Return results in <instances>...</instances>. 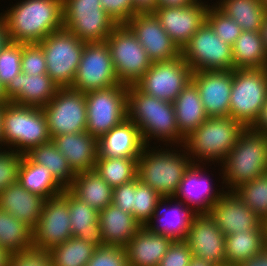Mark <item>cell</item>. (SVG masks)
<instances>
[{
    "mask_svg": "<svg viewBox=\"0 0 267 266\" xmlns=\"http://www.w3.org/2000/svg\"><path fill=\"white\" fill-rule=\"evenodd\" d=\"M13 5L0 13L11 42L40 43L63 29V0H20Z\"/></svg>",
    "mask_w": 267,
    "mask_h": 266,
    "instance_id": "obj_1",
    "label": "cell"
},
{
    "mask_svg": "<svg viewBox=\"0 0 267 266\" xmlns=\"http://www.w3.org/2000/svg\"><path fill=\"white\" fill-rule=\"evenodd\" d=\"M127 118L139 127L145 145L157 139V143L162 141L164 146L171 144L177 149L184 142L185 137L177 127L173 103L147 95L135 85H128Z\"/></svg>",
    "mask_w": 267,
    "mask_h": 266,
    "instance_id": "obj_2",
    "label": "cell"
},
{
    "mask_svg": "<svg viewBox=\"0 0 267 266\" xmlns=\"http://www.w3.org/2000/svg\"><path fill=\"white\" fill-rule=\"evenodd\" d=\"M221 182L234 191L267 172V134L245 127L235 146L220 164ZM222 174V175H221Z\"/></svg>",
    "mask_w": 267,
    "mask_h": 266,
    "instance_id": "obj_3",
    "label": "cell"
},
{
    "mask_svg": "<svg viewBox=\"0 0 267 266\" xmlns=\"http://www.w3.org/2000/svg\"><path fill=\"white\" fill-rule=\"evenodd\" d=\"M244 128L229 116L208 117L184 138L182 146L192 163L208 164L212 161L219 165L235 146Z\"/></svg>",
    "mask_w": 267,
    "mask_h": 266,
    "instance_id": "obj_4",
    "label": "cell"
},
{
    "mask_svg": "<svg viewBox=\"0 0 267 266\" xmlns=\"http://www.w3.org/2000/svg\"><path fill=\"white\" fill-rule=\"evenodd\" d=\"M181 147L182 150H176L174 145L173 149L166 145V149H157L146 145L138 158L139 181L150 186L162 197H173L186 169L192 163L184 147Z\"/></svg>",
    "mask_w": 267,
    "mask_h": 266,
    "instance_id": "obj_5",
    "label": "cell"
},
{
    "mask_svg": "<svg viewBox=\"0 0 267 266\" xmlns=\"http://www.w3.org/2000/svg\"><path fill=\"white\" fill-rule=\"evenodd\" d=\"M3 148L26 154L31 148L49 142L46 115L42 108L7 102L2 113Z\"/></svg>",
    "mask_w": 267,
    "mask_h": 266,
    "instance_id": "obj_6",
    "label": "cell"
},
{
    "mask_svg": "<svg viewBox=\"0 0 267 266\" xmlns=\"http://www.w3.org/2000/svg\"><path fill=\"white\" fill-rule=\"evenodd\" d=\"M267 98V68L233 69L229 117L252 127Z\"/></svg>",
    "mask_w": 267,
    "mask_h": 266,
    "instance_id": "obj_7",
    "label": "cell"
},
{
    "mask_svg": "<svg viewBox=\"0 0 267 266\" xmlns=\"http://www.w3.org/2000/svg\"><path fill=\"white\" fill-rule=\"evenodd\" d=\"M46 58L47 74L59 88L72 87L85 43L66 29L38 43Z\"/></svg>",
    "mask_w": 267,
    "mask_h": 266,
    "instance_id": "obj_8",
    "label": "cell"
},
{
    "mask_svg": "<svg viewBox=\"0 0 267 266\" xmlns=\"http://www.w3.org/2000/svg\"><path fill=\"white\" fill-rule=\"evenodd\" d=\"M116 25L100 0H63V28L84 43L105 41Z\"/></svg>",
    "mask_w": 267,
    "mask_h": 266,
    "instance_id": "obj_9",
    "label": "cell"
},
{
    "mask_svg": "<svg viewBox=\"0 0 267 266\" xmlns=\"http://www.w3.org/2000/svg\"><path fill=\"white\" fill-rule=\"evenodd\" d=\"M105 41L119 82L134 85L152 64L145 49L126 24H117Z\"/></svg>",
    "mask_w": 267,
    "mask_h": 266,
    "instance_id": "obj_10",
    "label": "cell"
},
{
    "mask_svg": "<svg viewBox=\"0 0 267 266\" xmlns=\"http://www.w3.org/2000/svg\"><path fill=\"white\" fill-rule=\"evenodd\" d=\"M127 90L120 83L85 93L88 134L99 139L127 118Z\"/></svg>",
    "mask_w": 267,
    "mask_h": 266,
    "instance_id": "obj_11",
    "label": "cell"
},
{
    "mask_svg": "<svg viewBox=\"0 0 267 266\" xmlns=\"http://www.w3.org/2000/svg\"><path fill=\"white\" fill-rule=\"evenodd\" d=\"M193 72L234 69L232 46L222 41L205 22L181 50Z\"/></svg>",
    "mask_w": 267,
    "mask_h": 266,
    "instance_id": "obj_12",
    "label": "cell"
},
{
    "mask_svg": "<svg viewBox=\"0 0 267 266\" xmlns=\"http://www.w3.org/2000/svg\"><path fill=\"white\" fill-rule=\"evenodd\" d=\"M193 71L182 56L170 61L152 62L134 84L143 93L173 103L192 81Z\"/></svg>",
    "mask_w": 267,
    "mask_h": 266,
    "instance_id": "obj_13",
    "label": "cell"
},
{
    "mask_svg": "<svg viewBox=\"0 0 267 266\" xmlns=\"http://www.w3.org/2000/svg\"><path fill=\"white\" fill-rule=\"evenodd\" d=\"M42 109L47 118L51 137L86 131L85 93L71 87L58 88L55 96Z\"/></svg>",
    "mask_w": 267,
    "mask_h": 266,
    "instance_id": "obj_14",
    "label": "cell"
},
{
    "mask_svg": "<svg viewBox=\"0 0 267 266\" xmlns=\"http://www.w3.org/2000/svg\"><path fill=\"white\" fill-rule=\"evenodd\" d=\"M120 84L106 41L85 43L71 88L86 93Z\"/></svg>",
    "mask_w": 267,
    "mask_h": 266,
    "instance_id": "obj_15",
    "label": "cell"
},
{
    "mask_svg": "<svg viewBox=\"0 0 267 266\" xmlns=\"http://www.w3.org/2000/svg\"><path fill=\"white\" fill-rule=\"evenodd\" d=\"M69 218L68 200L62 194L46 199L32 230L33 246L49 250L73 237Z\"/></svg>",
    "mask_w": 267,
    "mask_h": 266,
    "instance_id": "obj_16",
    "label": "cell"
},
{
    "mask_svg": "<svg viewBox=\"0 0 267 266\" xmlns=\"http://www.w3.org/2000/svg\"><path fill=\"white\" fill-rule=\"evenodd\" d=\"M198 0L180 7H157L153 12L180 50L206 22L210 4ZM209 4V5H208Z\"/></svg>",
    "mask_w": 267,
    "mask_h": 266,
    "instance_id": "obj_17",
    "label": "cell"
},
{
    "mask_svg": "<svg viewBox=\"0 0 267 266\" xmlns=\"http://www.w3.org/2000/svg\"><path fill=\"white\" fill-rule=\"evenodd\" d=\"M126 25L152 62L170 61L181 56V50L163 29L154 13H136Z\"/></svg>",
    "mask_w": 267,
    "mask_h": 266,
    "instance_id": "obj_18",
    "label": "cell"
},
{
    "mask_svg": "<svg viewBox=\"0 0 267 266\" xmlns=\"http://www.w3.org/2000/svg\"><path fill=\"white\" fill-rule=\"evenodd\" d=\"M185 241L196 259L214 266H226L225 235L209 213L195 216Z\"/></svg>",
    "mask_w": 267,
    "mask_h": 266,
    "instance_id": "obj_19",
    "label": "cell"
},
{
    "mask_svg": "<svg viewBox=\"0 0 267 266\" xmlns=\"http://www.w3.org/2000/svg\"><path fill=\"white\" fill-rule=\"evenodd\" d=\"M223 235L265 230L263 219L254 213L234 191H226L209 211Z\"/></svg>",
    "mask_w": 267,
    "mask_h": 266,
    "instance_id": "obj_20",
    "label": "cell"
},
{
    "mask_svg": "<svg viewBox=\"0 0 267 266\" xmlns=\"http://www.w3.org/2000/svg\"><path fill=\"white\" fill-rule=\"evenodd\" d=\"M204 165L206 166V163H191L173 196V199H178L197 214L209 213L212 206L225 192L224 187L222 190L214 189L213 180L209 178V174L207 175Z\"/></svg>",
    "mask_w": 267,
    "mask_h": 266,
    "instance_id": "obj_21",
    "label": "cell"
},
{
    "mask_svg": "<svg viewBox=\"0 0 267 266\" xmlns=\"http://www.w3.org/2000/svg\"><path fill=\"white\" fill-rule=\"evenodd\" d=\"M191 82L197 87L208 117L229 116L233 70L193 72Z\"/></svg>",
    "mask_w": 267,
    "mask_h": 266,
    "instance_id": "obj_22",
    "label": "cell"
},
{
    "mask_svg": "<svg viewBox=\"0 0 267 266\" xmlns=\"http://www.w3.org/2000/svg\"><path fill=\"white\" fill-rule=\"evenodd\" d=\"M196 215L192 208L173 197H162L154 209L152 219L145 226L152 233L170 237L174 241L185 240Z\"/></svg>",
    "mask_w": 267,
    "mask_h": 266,
    "instance_id": "obj_23",
    "label": "cell"
},
{
    "mask_svg": "<svg viewBox=\"0 0 267 266\" xmlns=\"http://www.w3.org/2000/svg\"><path fill=\"white\" fill-rule=\"evenodd\" d=\"M58 88L48 74L27 75L21 72L7 84L5 95L8 102L43 108Z\"/></svg>",
    "mask_w": 267,
    "mask_h": 266,
    "instance_id": "obj_24",
    "label": "cell"
},
{
    "mask_svg": "<svg viewBox=\"0 0 267 266\" xmlns=\"http://www.w3.org/2000/svg\"><path fill=\"white\" fill-rule=\"evenodd\" d=\"M145 146L139 127L126 118L98 139L97 158H139Z\"/></svg>",
    "mask_w": 267,
    "mask_h": 266,
    "instance_id": "obj_25",
    "label": "cell"
},
{
    "mask_svg": "<svg viewBox=\"0 0 267 266\" xmlns=\"http://www.w3.org/2000/svg\"><path fill=\"white\" fill-rule=\"evenodd\" d=\"M75 173L94 170L98 157V139L86 131L51 137Z\"/></svg>",
    "mask_w": 267,
    "mask_h": 266,
    "instance_id": "obj_26",
    "label": "cell"
},
{
    "mask_svg": "<svg viewBox=\"0 0 267 266\" xmlns=\"http://www.w3.org/2000/svg\"><path fill=\"white\" fill-rule=\"evenodd\" d=\"M45 201V197L28 191L19 182L0 192V208L32 230L38 224Z\"/></svg>",
    "mask_w": 267,
    "mask_h": 266,
    "instance_id": "obj_27",
    "label": "cell"
},
{
    "mask_svg": "<svg viewBox=\"0 0 267 266\" xmlns=\"http://www.w3.org/2000/svg\"><path fill=\"white\" fill-rule=\"evenodd\" d=\"M173 241L142 226L125 246L128 266H158Z\"/></svg>",
    "mask_w": 267,
    "mask_h": 266,
    "instance_id": "obj_28",
    "label": "cell"
},
{
    "mask_svg": "<svg viewBox=\"0 0 267 266\" xmlns=\"http://www.w3.org/2000/svg\"><path fill=\"white\" fill-rule=\"evenodd\" d=\"M61 194L68 200L72 236L96 247L104 246L98 221L99 211L75 197L67 188H64Z\"/></svg>",
    "mask_w": 267,
    "mask_h": 266,
    "instance_id": "obj_29",
    "label": "cell"
},
{
    "mask_svg": "<svg viewBox=\"0 0 267 266\" xmlns=\"http://www.w3.org/2000/svg\"><path fill=\"white\" fill-rule=\"evenodd\" d=\"M98 221L105 245L125 247L142 225L114 204L99 211Z\"/></svg>",
    "mask_w": 267,
    "mask_h": 266,
    "instance_id": "obj_30",
    "label": "cell"
},
{
    "mask_svg": "<svg viewBox=\"0 0 267 266\" xmlns=\"http://www.w3.org/2000/svg\"><path fill=\"white\" fill-rule=\"evenodd\" d=\"M67 189L97 211H101L112 203L113 189L95 170L76 173Z\"/></svg>",
    "mask_w": 267,
    "mask_h": 266,
    "instance_id": "obj_31",
    "label": "cell"
},
{
    "mask_svg": "<svg viewBox=\"0 0 267 266\" xmlns=\"http://www.w3.org/2000/svg\"><path fill=\"white\" fill-rule=\"evenodd\" d=\"M173 105L177 127L184 137L208 119L197 87L192 82L179 93Z\"/></svg>",
    "mask_w": 267,
    "mask_h": 266,
    "instance_id": "obj_32",
    "label": "cell"
},
{
    "mask_svg": "<svg viewBox=\"0 0 267 266\" xmlns=\"http://www.w3.org/2000/svg\"><path fill=\"white\" fill-rule=\"evenodd\" d=\"M24 155L31 162L46 167L63 188H67L76 176L67 159L56 148L52 140L31 148Z\"/></svg>",
    "mask_w": 267,
    "mask_h": 266,
    "instance_id": "obj_33",
    "label": "cell"
},
{
    "mask_svg": "<svg viewBox=\"0 0 267 266\" xmlns=\"http://www.w3.org/2000/svg\"><path fill=\"white\" fill-rule=\"evenodd\" d=\"M234 69L267 68V52L261 32L242 31L232 45Z\"/></svg>",
    "mask_w": 267,
    "mask_h": 266,
    "instance_id": "obj_34",
    "label": "cell"
},
{
    "mask_svg": "<svg viewBox=\"0 0 267 266\" xmlns=\"http://www.w3.org/2000/svg\"><path fill=\"white\" fill-rule=\"evenodd\" d=\"M267 247L265 230H250L225 236L226 265L237 264L256 256Z\"/></svg>",
    "mask_w": 267,
    "mask_h": 266,
    "instance_id": "obj_35",
    "label": "cell"
},
{
    "mask_svg": "<svg viewBox=\"0 0 267 266\" xmlns=\"http://www.w3.org/2000/svg\"><path fill=\"white\" fill-rule=\"evenodd\" d=\"M18 182L28 191L46 199L55 197L64 190L46 167L31 162L25 155L19 167Z\"/></svg>",
    "mask_w": 267,
    "mask_h": 266,
    "instance_id": "obj_36",
    "label": "cell"
},
{
    "mask_svg": "<svg viewBox=\"0 0 267 266\" xmlns=\"http://www.w3.org/2000/svg\"><path fill=\"white\" fill-rule=\"evenodd\" d=\"M213 4L234 19L242 31H261L266 14L262 0H218Z\"/></svg>",
    "mask_w": 267,
    "mask_h": 266,
    "instance_id": "obj_37",
    "label": "cell"
},
{
    "mask_svg": "<svg viewBox=\"0 0 267 266\" xmlns=\"http://www.w3.org/2000/svg\"><path fill=\"white\" fill-rule=\"evenodd\" d=\"M0 246L10 253L33 246L32 229L0 208Z\"/></svg>",
    "mask_w": 267,
    "mask_h": 266,
    "instance_id": "obj_38",
    "label": "cell"
},
{
    "mask_svg": "<svg viewBox=\"0 0 267 266\" xmlns=\"http://www.w3.org/2000/svg\"><path fill=\"white\" fill-rule=\"evenodd\" d=\"M138 158H97L94 170L113 189L137 178Z\"/></svg>",
    "mask_w": 267,
    "mask_h": 266,
    "instance_id": "obj_39",
    "label": "cell"
},
{
    "mask_svg": "<svg viewBox=\"0 0 267 266\" xmlns=\"http://www.w3.org/2000/svg\"><path fill=\"white\" fill-rule=\"evenodd\" d=\"M96 248L85 240L71 237L49 251L53 266H86Z\"/></svg>",
    "mask_w": 267,
    "mask_h": 266,
    "instance_id": "obj_40",
    "label": "cell"
},
{
    "mask_svg": "<svg viewBox=\"0 0 267 266\" xmlns=\"http://www.w3.org/2000/svg\"><path fill=\"white\" fill-rule=\"evenodd\" d=\"M234 192L261 219L267 218V172L240 185Z\"/></svg>",
    "mask_w": 267,
    "mask_h": 266,
    "instance_id": "obj_41",
    "label": "cell"
},
{
    "mask_svg": "<svg viewBox=\"0 0 267 266\" xmlns=\"http://www.w3.org/2000/svg\"><path fill=\"white\" fill-rule=\"evenodd\" d=\"M162 196L150 186L141 183L136 184L133 200V216L145 226L152 219L154 209Z\"/></svg>",
    "mask_w": 267,
    "mask_h": 266,
    "instance_id": "obj_42",
    "label": "cell"
},
{
    "mask_svg": "<svg viewBox=\"0 0 267 266\" xmlns=\"http://www.w3.org/2000/svg\"><path fill=\"white\" fill-rule=\"evenodd\" d=\"M206 22L222 41L231 46L242 33L240 25L220 11L214 4L209 6Z\"/></svg>",
    "mask_w": 267,
    "mask_h": 266,
    "instance_id": "obj_43",
    "label": "cell"
},
{
    "mask_svg": "<svg viewBox=\"0 0 267 266\" xmlns=\"http://www.w3.org/2000/svg\"><path fill=\"white\" fill-rule=\"evenodd\" d=\"M22 43L9 41L0 51V83L4 86L21 73Z\"/></svg>",
    "mask_w": 267,
    "mask_h": 266,
    "instance_id": "obj_44",
    "label": "cell"
},
{
    "mask_svg": "<svg viewBox=\"0 0 267 266\" xmlns=\"http://www.w3.org/2000/svg\"><path fill=\"white\" fill-rule=\"evenodd\" d=\"M21 71L27 75L47 74L46 58L38 43L22 44Z\"/></svg>",
    "mask_w": 267,
    "mask_h": 266,
    "instance_id": "obj_45",
    "label": "cell"
},
{
    "mask_svg": "<svg viewBox=\"0 0 267 266\" xmlns=\"http://www.w3.org/2000/svg\"><path fill=\"white\" fill-rule=\"evenodd\" d=\"M23 154L12 149L0 150V192L18 182V172Z\"/></svg>",
    "mask_w": 267,
    "mask_h": 266,
    "instance_id": "obj_46",
    "label": "cell"
},
{
    "mask_svg": "<svg viewBox=\"0 0 267 266\" xmlns=\"http://www.w3.org/2000/svg\"><path fill=\"white\" fill-rule=\"evenodd\" d=\"M86 266H128L125 247L111 245L97 247Z\"/></svg>",
    "mask_w": 267,
    "mask_h": 266,
    "instance_id": "obj_47",
    "label": "cell"
},
{
    "mask_svg": "<svg viewBox=\"0 0 267 266\" xmlns=\"http://www.w3.org/2000/svg\"><path fill=\"white\" fill-rule=\"evenodd\" d=\"M8 266H53L50 251L31 246L11 253Z\"/></svg>",
    "mask_w": 267,
    "mask_h": 266,
    "instance_id": "obj_48",
    "label": "cell"
},
{
    "mask_svg": "<svg viewBox=\"0 0 267 266\" xmlns=\"http://www.w3.org/2000/svg\"><path fill=\"white\" fill-rule=\"evenodd\" d=\"M193 254L185 240L173 241L158 266H189Z\"/></svg>",
    "mask_w": 267,
    "mask_h": 266,
    "instance_id": "obj_49",
    "label": "cell"
},
{
    "mask_svg": "<svg viewBox=\"0 0 267 266\" xmlns=\"http://www.w3.org/2000/svg\"><path fill=\"white\" fill-rule=\"evenodd\" d=\"M100 2L116 24H126L134 16L132 0H100Z\"/></svg>",
    "mask_w": 267,
    "mask_h": 266,
    "instance_id": "obj_50",
    "label": "cell"
},
{
    "mask_svg": "<svg viewBox=\"0 0 267 266\" xmlns=\"http://www.w3.org/2000/svg\"><path fill=\"white\" fill-rule=\"evenodd\" d=\"M138 182L139 179L136 178L131 182L113 188L112 204L122 211L133 215L134 190L136 189V184Z\"/></svg>",
    "mask_w": 267,
    "mask_h": 266,
    "instance_id": "obj_51",
    "label": "cell"
},
{
    "mask_svg": "<svg viewBox=\"0 0 267 266\" xmlns=\"http://www.w3.org/2000/svg\"><path fill=\"white\" fill-rule=\"evenodd\" d=\"M136 13H153L158 7V0H132Z\"/></svg>",
    "mask_w": 267,
    "mask_h": 266,
    "instance_id": "obj_52",
    "label": "cell"
},
{
    "mask_svg": "<svg viewBox=\"0 0 267 266\" xmlns=\"http://www.w3.org/2000/svg\"><path fill=\"white\" fill-rule=\"evenodd\" d=\"M236 266H267V247L254 257H251Z\"/></svg>",
    "mask_w": 267,
    "mask_h": 266,
    "instance_id": "obj_53",
    "label": "cell"
},
{
    "mask_svg": "<svg viewBox=\"0 0 267 266\" xmlns=\"http://www.w3.org/2000/svg\"><path fill=\"white\" fill-rule=\"evenodd\" d=\"M252 128L267 134V98L262 106L260 115Z\"/></svg>",
    "mask_w": 267,
    "mask_h": 266,
    "instance_id": "obj_54",
    "label": "cell"
},
{
    "mask_svg": "<svg viewBox=\"0 0 267 266\" xmlns=\"http://www.w3.org/2000/svg\"><path fill=\"white\" fill-rule=\"evenodd\" d=\"M198 0H158V7H180L191 5Z\"/></svg>",
    "mask_w": 267,
    "mask_h": 266,
    "instance_id": "obj_55",
    "label": "cell"
},
{
    "mask_svg": "<svg viewBox=\"0 0 267 266\" xmlns=\"http://www.w3.org/2000/svg\"><path fill=\"white\" fill-rule=\"evenodd\" d=\"M8 33L6 30V26L4 24L3 18L0 16V51L5 47V45L9 42Z\"/></svg>",
    "mask_w": 267,
    "mask_h": 266,
    "instance_id": "obj_56",
    "label": "cell"
},
{
    "mask_svg": "<svg viewBox=\"0 0 267 266\" xmlns=\"http://www.w3.org/2000/svg\"><path fill=\"white\" fill-rule=\"evenodd\" d=\"M11 253L0 246V266H8Z\"/></svg>",
    "mask_w": 267,
    "mask_h": 266,
    "instance_id": "obj_57",
    "label": "cell"
},
{
    "mask_svg": "<svg viewBox=\"0 0 267 266\" xmlns=\"http://www.w3.org/2000/svg\"><path fill=\"white\" fill-rule=\"evenodd\" d=\"M260 32H261V37L263 38L264 47H265L266 52H267V12L265 14L264 21L262 23V28H261Z\"/></svg>",
    "mask_w": 267,
    "mask_h": 266,
    "instance_id": "obj_58",
    "label": "cell"
},
{
    "mask_svg": "<svg viewBox=\"0 0 267 266\" xmlns=\"http://www.w3.org/2000/svg\"><path fill=\"white\" fill-rule=\"evenodd\" d=\"M189 266H214V265L206 262L205 260L196 259L195 257H193Z\"/></svg>",
    "mask_w": 267,
    "mask_h": 266,
    "instance_id": "obj_59",
    "label": "cell"
},
{
    "mask_svg": "<svg viewBox=\"0 0 267 266\" xmlns=\"http://www.w3.org/2000/svg\"><path fill=\"white\" fill-rule=\"evenodd\" d=\"M4 104H0V150L5 149L3 146V135H2V113Z\"/></svg>",
    "mask_w": 267,
    "mask_h": 266,
    "instance_id": "obj_60",
    "label": "cell"
},
{
    "mask_svg": "<svg viewBox=\"0 0 267 266\" xmlns=\"http://www.w3.org/2000/svg\"><path fill=\"white\" fill-rule=\"evenodd\" d=\"M8 101L6 100V95H5V88L4 86L0 83V104H5Z\"/></svg>",
    "mask_w": 267,
    "mask_h": 266,
    "instance_id": "obj_61",
    "label": "cell"
},
{
    "mask_svg": "<svg viewBox=\"0 0 267 266\" xmlns=\"http://www.w3.org/2000/svg\"><path fill=\"white\" fill-rule=\"evenodd\" d=\"M264 227H265V236H266V243H267V218L263 220Z\"/></svg>",
    "mask_w": 267,
    "mask_h": 266,
    "instance_id": "obj_62",
    "label": "cell"
},
{
    "mask_svg": "<svg viewBox=\"0 0 267 266\" xmlns=\"http://www.w3.org/2000/svg\"><path fill=\"white\" fill-rule=\"evenodd\" d=\"M262 2H263V5H264L265 10L267 12V0H262Z\"/></svg>",
    "mask_w": 267,
    "mask_h": 266,
    "instance_id": "obj_63",
    "label": "cell"
}]
</instances>
